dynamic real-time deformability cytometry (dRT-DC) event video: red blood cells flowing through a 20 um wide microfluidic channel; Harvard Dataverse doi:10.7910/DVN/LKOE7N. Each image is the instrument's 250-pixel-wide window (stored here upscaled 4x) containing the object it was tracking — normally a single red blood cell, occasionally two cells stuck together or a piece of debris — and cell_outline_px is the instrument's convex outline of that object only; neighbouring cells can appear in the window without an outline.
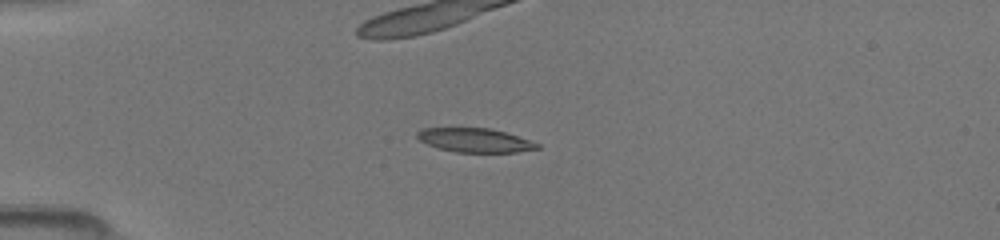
{"species": "common noctule bat (a hibernating species)", "species_latin": "Nyctalus noctula", "temperature_condition": "room temperature", "stored_images_in_passage": 47, "camera_frame_rate_fps": 3000, "um_per_image_px": 0.085, "animal": {"sex": "female", "body_mass_g": 19.5, "forearm_length_mm": 54.1}, "frame": {"image": 1, "passage_image": 14, "time_ms": 4.333, "image_size_px": [1000, 240], "cell_outline_px": [[540, 148], [516, 152], [456, 152], [436, 148], [420, 140], [416, 136], [416, 132], [424, 128], [492, 128], [540, 144]], "centroid_in_image_um": [40.34, 11.92], "position_along_channel_um": 44.7, "area_um2": 16.65}}